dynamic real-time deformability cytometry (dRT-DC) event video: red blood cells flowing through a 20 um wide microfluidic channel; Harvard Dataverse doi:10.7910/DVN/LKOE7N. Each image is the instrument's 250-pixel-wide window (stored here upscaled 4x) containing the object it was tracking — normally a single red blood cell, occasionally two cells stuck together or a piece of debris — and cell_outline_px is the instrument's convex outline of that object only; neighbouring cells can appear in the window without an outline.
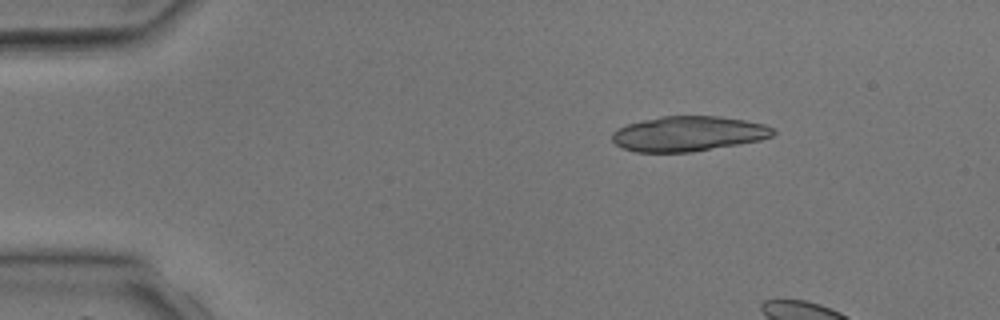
{"species": "common noctule bat (a hibernating species)", "species_latin": "Nyctalus noctula", "temperature_condition": "room temperature", "stored_images_in_passage": 4, "camera_frame_rate_fps": 3000, "um_per_image_px": 0.085, "animal": {"sex": "male", "body_mass_g": 17.9, "forearm_length_mm": 54.2}, "frame": {"image": 1, "passage_image": 2, "time_ms": 1.0, "image_size_px": [1000, 320], "cell_outline_px": [[776, 132], [772, 136], [760, 140], [692, 152], [636, 152], [624, 148], [616, 144], [612, 140], [612, 132], [628, 124], [660, 116], [720, 116], [744, 120], [764, 124], [772, 128]], "centroid_in_image_um": [58.51, 11.36], "position_along_channel_um": 26.5, "area_um2": 32.66}}